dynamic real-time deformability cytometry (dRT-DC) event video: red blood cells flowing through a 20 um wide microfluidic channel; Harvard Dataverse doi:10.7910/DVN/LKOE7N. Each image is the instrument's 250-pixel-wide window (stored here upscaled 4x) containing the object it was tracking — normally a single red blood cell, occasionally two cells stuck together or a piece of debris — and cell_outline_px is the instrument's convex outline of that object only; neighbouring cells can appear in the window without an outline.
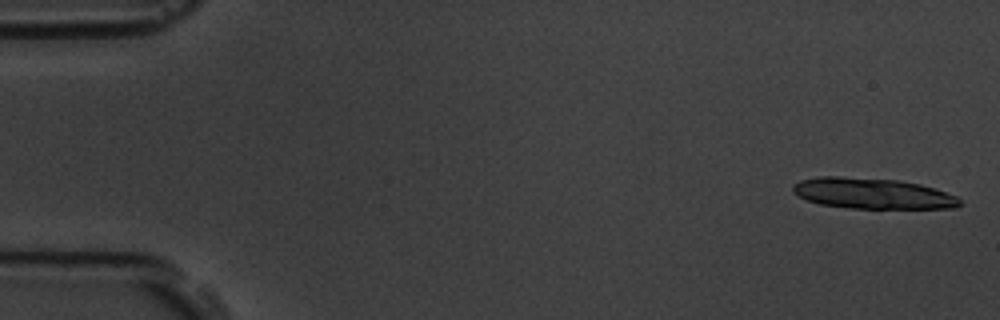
{"species": "common noctule bat (a hibernating species)", "species_latin": "Nyctalus noctula", "temperature_condition": "room temperature", "stored_images_in_passage": 6, "camera_frame_rate_fps": 3000, "um_per_image_px": 0.085, "animal": {"sex": "male", "body_mass_g": 19.5, "forearm_length_mm": 54.6}, "frame": {"image": 1, "passage_image": 1, "time_ms": 0.0, "image_size_px": [1000, 320], "cell_outline_px": [[964, 204], [956, 208], [848, 208], [820, 204], [808, 200], [792, 192], [792, 184], [800, 180], [820, 176], [840, 176], [900, 180], [920, 184], [956, 196]], "centroid_in_image_um": [74.15, 16.44], "position_along_channel_um": 10.9, "area_um2": 29.94}}
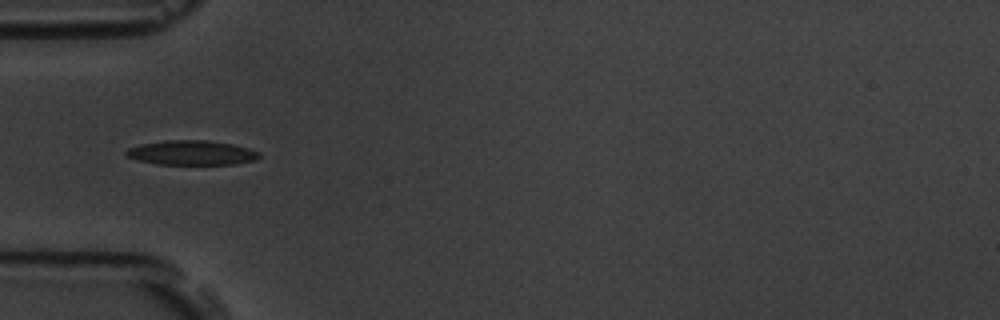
{"frame": {"image": 2, "passage_image": 6, "time_ms": 5.667, "image_size_px": [1000, 320], "cell_outline_px": [[260, 156], [256, 160], [236, 164], [156, 164], [140, 160], [128, 156], [124, 152], [128, 148], [140, 144], [164, 140], [208, 140], [232, 144], [248, 148], [260, 152]], "centroid_in_image_um": [16.31, 12.98], "position_along_channel_um": 68.7, "area_um2": 19.02}}